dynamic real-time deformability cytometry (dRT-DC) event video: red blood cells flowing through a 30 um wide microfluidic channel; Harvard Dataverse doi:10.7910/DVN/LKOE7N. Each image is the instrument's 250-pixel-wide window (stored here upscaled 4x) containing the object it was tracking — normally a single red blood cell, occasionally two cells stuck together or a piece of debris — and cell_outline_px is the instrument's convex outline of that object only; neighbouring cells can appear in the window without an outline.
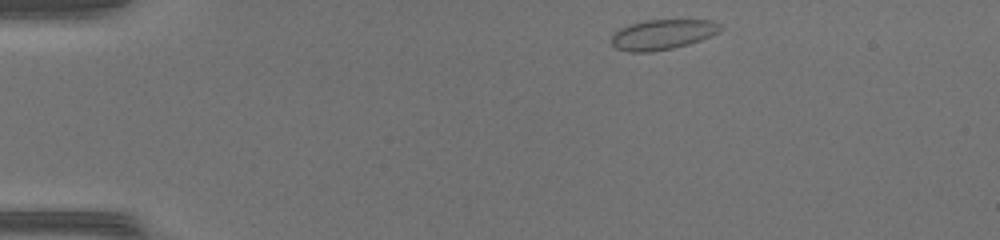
{"species": "common noctule bat (a hibernating species)", "species_latin": "Nyctalus noctula", "temperature_condition": "warm", "stored_images_in_passage": 42, "camera_frame_rate_fps": 3000, "um_per_image_px": 0.085, "animal": {"sex": "female", "body_mass_g": 17.0, "forearm_length_mm": 48.0}, "frame": {"image": 1, "passage_image": 1, "time_ms": 0.0, "image_size_px": [1000, 240], "cell_outline_px": [[724, 28], [720, 32], [700, 40], [688, 44], [672, 48], [652, 52], [628, 52], [616, 48], [612, 44], [612, 36], [620, 28], [628, 24], [648, 20], [712, 20], [720, 24]], "centroid_in_image_um": [56.33, 2.93], "position_along_channel_um": 28.7, "area_um2": 19.13}}
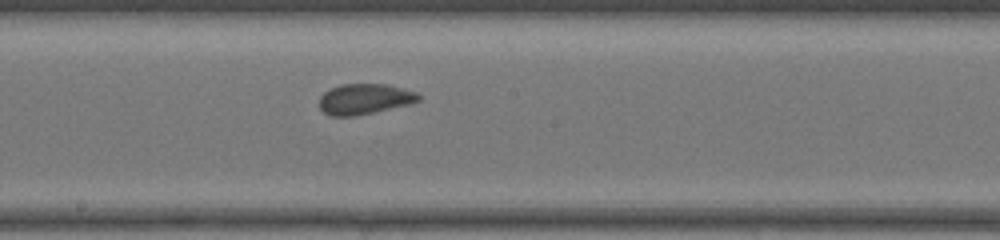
{"frame": {"image": 2, "passage_image": 20, "time_ms": 6.333, "image_size_px": [1000, 240], "cell_outline_px": [[420, 100], [412, 104], [356, 116], [332, 116], [324, 112], [320, 108], [320, 96], [324, 92], [340, 84], [388, 84], [416, 92], [420, 96]], "centroid_in_image_um": [31.01, 8.42], "position_along_channel_um": 217.2, "area_um2": 17.74}}
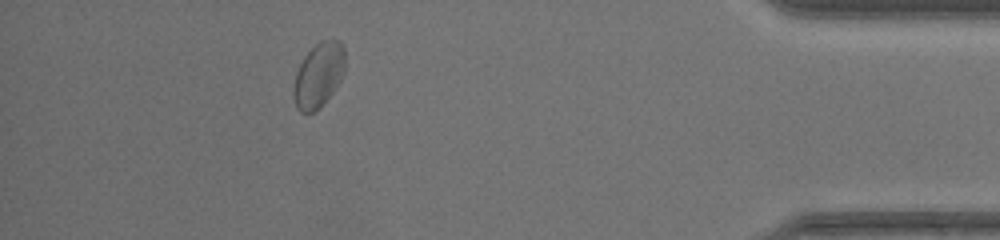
{"frame": {"image": 3, "passage_image": 37, "time_ms": 12.0, "image_size_px": [1000, 240], "cell_outline_px": [[344, 72], [340, 80], [332, 92], [320, 108], [312, 112], [300, 112], [296, 108], [292, 92], [292, 88], [296, 72], [304, 56], [320, 40], [340, 40], [344, 48]], "centroid_in_image_um": [27.06, 6.39], "position_along_channel_um": 408.1, "area_um2": 19.36}, "authors_computed_cell_mechanics": {"area_um2": 18.3804, "velocity_mm_per_s": 4.2033, "shape_relaxation_time_tau1_ms": 2.4751, "shape_relaxation_time_tau2_ms": null, "deformation_change_tau1": 0.0634, "deformation_change_tau2": null}}